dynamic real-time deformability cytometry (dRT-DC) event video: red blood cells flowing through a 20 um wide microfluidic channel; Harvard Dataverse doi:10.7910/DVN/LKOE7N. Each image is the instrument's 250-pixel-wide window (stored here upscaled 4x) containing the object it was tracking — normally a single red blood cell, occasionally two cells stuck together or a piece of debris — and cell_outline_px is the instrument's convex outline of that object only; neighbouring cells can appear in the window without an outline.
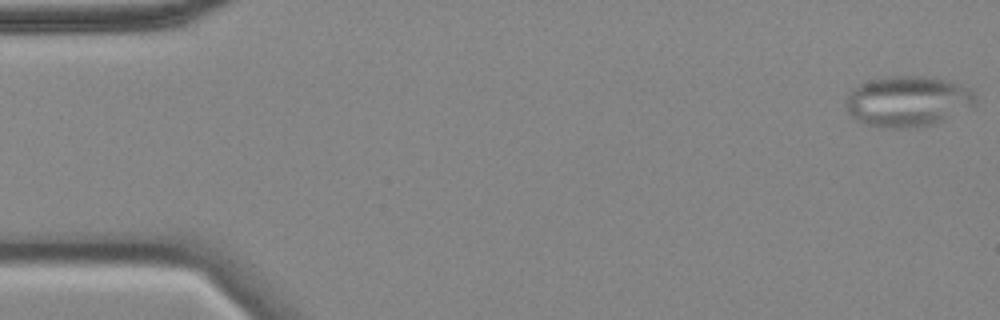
{"species": "common noctule bat (a hibernating species)", "species_latin": "Nyctalus noctula", "temperature_condition": "cold", "stored_images_in_passage": 14, "camera_frame_rate_fps": 3000, "um_per_image_px": 0.085, "animal": {"sex": "female", "body_mass_g": 18.4}, "frame": {"image": 1, "passage_image": 1, "time_ms": 0.0, "image_size_px": [1000, 320], "cell_outline_px": [[976, 104], [944, 120], [932, 124], [916, 128], [880, 128], [864, 124], [856, 120], [844, 108], [844, 100], [848, 92], [852, 88], [860, 84], [872, 80], [896, 76], [924, 76], [944, 80], [960, 84], [972, 88], [976, 96]], "centroid_in_image_um": [77.12, 8.63], "position_along_channel_um": 7.9, "area_um2": 38.61}}